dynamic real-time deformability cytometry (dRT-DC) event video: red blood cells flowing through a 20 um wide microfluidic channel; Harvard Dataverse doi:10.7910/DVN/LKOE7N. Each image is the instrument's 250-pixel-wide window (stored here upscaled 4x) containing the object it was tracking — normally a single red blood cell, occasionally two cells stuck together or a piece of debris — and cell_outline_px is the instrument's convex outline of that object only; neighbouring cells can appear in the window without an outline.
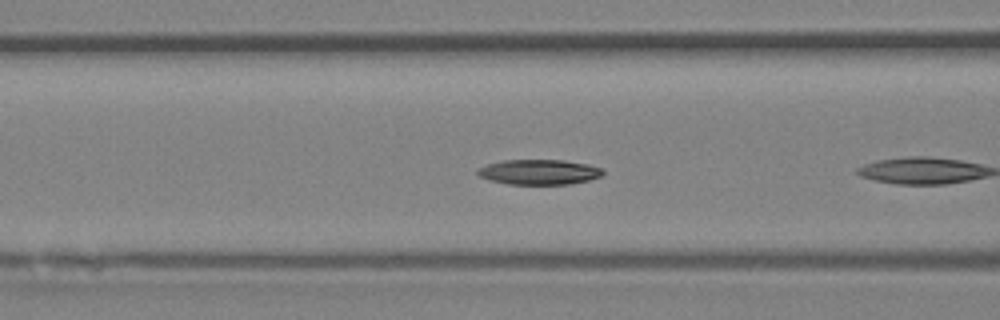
{"species": "Egyptian fruit bat (a non-hibernating species)", "species_latin": "Rousettus aegyptiacus", "temperature_condition": "room temperature", "stored_images_in_passage": 7, "camera_frame_rate_fps": 3000, "um_per_image_px": 0.085, "animal": {"sex": "female"}, "frame": {"image": 1, "passage_image": 5, "time_ms": 1.333, "image_size_px": [1000, 320], "cell_outline_px": [[604, 172], [600, 176], [588, 180], [568, 184], [508, 184], [488, 180], [480, 176], [476, 172], [480, 168], [488, 164], [504, 160], [564, 160], [588, 164], [600, 168]], "centroid_in_image_um": [45.81, 14.62], "position_along_channel_um": 120.8, "area_um2": 18.15}}